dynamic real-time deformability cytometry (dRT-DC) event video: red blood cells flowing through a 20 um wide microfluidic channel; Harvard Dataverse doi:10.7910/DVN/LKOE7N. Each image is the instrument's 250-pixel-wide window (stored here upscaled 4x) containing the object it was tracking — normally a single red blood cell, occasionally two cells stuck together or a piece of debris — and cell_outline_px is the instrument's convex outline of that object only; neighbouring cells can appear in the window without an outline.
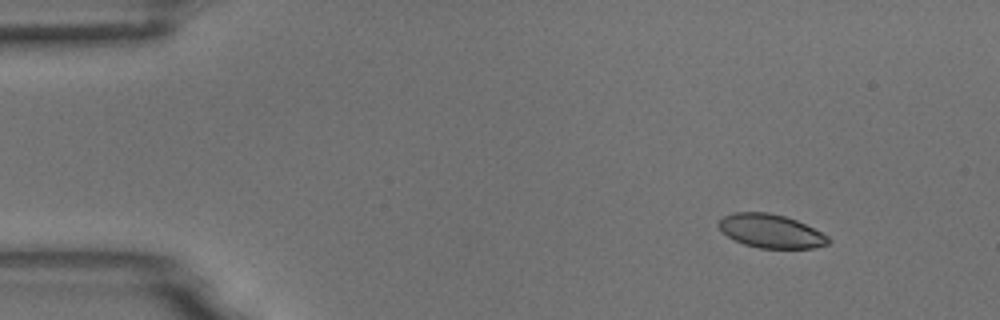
{"species": "common noctule bat (a hibernating species)", "species_latin": "Nyctalus noctula", "temperature_condition": "room temperature", "stored_images_in_passage": 5, "camera_frame_rate_fps": 3000, "um_per_image_px": 0.085, "animal": {"sex": "male", "body_mass_g": 18.8}, "frame": {"image": 1, "passage_image": 2, "time_ms": 0.333, "image_size_px": [1000, 320], "cell_outline_px": [[832, 240], [828, 244], [812, 248], [760, 248], [744, 244], [728, 236], [716, 224], [724, 216], [736, 212], [768, 212], [784, 216], [796, 220], [828, 236]], "centroid_in_image_um": [65.53, 19.64], "position_along_channel_um": 19.5, "area_um2": 21.21}}
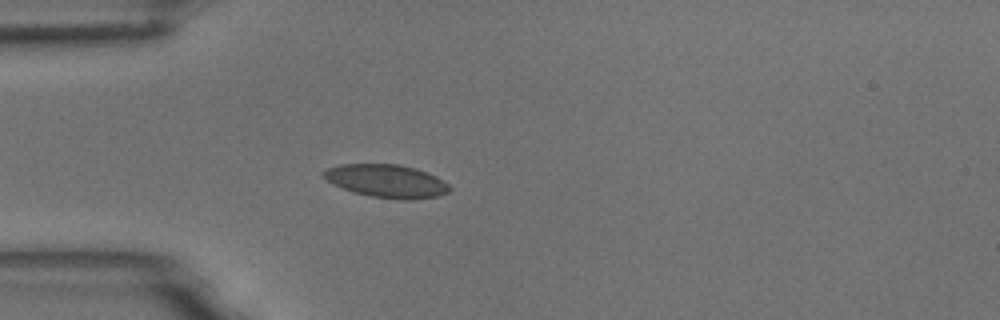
{"frame": {"image": 2, "passage_image": 5, "time_ms": 1.333, "image_size_px": [1000, 320], "cell_outline_px": [[452, 188], [448, 192], [436, 196], [412, 200], [404, 200], [368, 196], [352, 192], [332, 184], [320, 176], [320, 172], [328, 168], [340, 164], [400, 164], [416, 168], [436, 176], [448, 184]], "centroid_in_image_um": [32.81, 15.39], "position_along_channel_um": 52.2, "area_um2": 24.57}}